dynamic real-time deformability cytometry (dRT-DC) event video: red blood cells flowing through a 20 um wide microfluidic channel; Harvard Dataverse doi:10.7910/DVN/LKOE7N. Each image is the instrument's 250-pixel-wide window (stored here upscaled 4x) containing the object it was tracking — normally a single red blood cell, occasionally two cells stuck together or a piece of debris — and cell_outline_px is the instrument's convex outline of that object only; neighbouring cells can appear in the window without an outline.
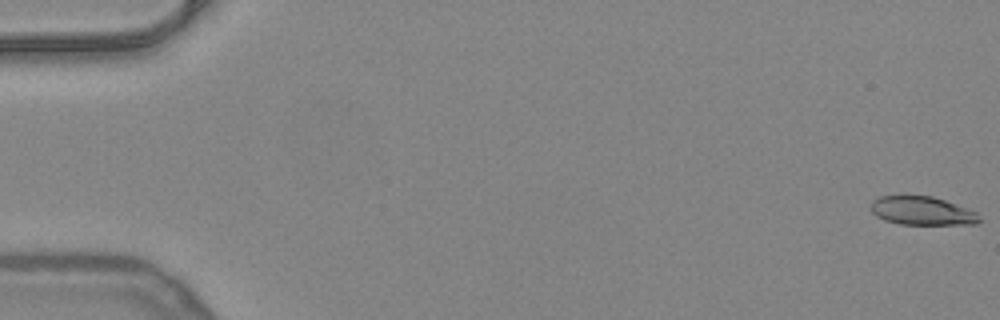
{"species": "common noctule bat (a hibernating species)", "species_latin": "Nyctalus noctula", "temperature_condition": "warm", "stored_images_in_passage": 52, "camera_frame_rate_fps": 3000, "um_per_image_px": 0.085, "animal": {"sex": "female", "body_mass_g": 24.6, "forearm_length_mm": 56.2}, "frame": {"image": 1, "passage_image": 1, "time_ms": 0.0, "image_size_px": [1000, 320], "cell_outline_px": [[980, 220], [976, 224], [900, 224], [884, 220], [876, 216], [868, 208], [872, 200], [880, 196], [904, 192], [932, 196], [968, 208], [976, 212]], "centroid_in_image_um": [78.27, 17.86], "position_along_channel_um": 6.7, "area_um2": 18.79}}
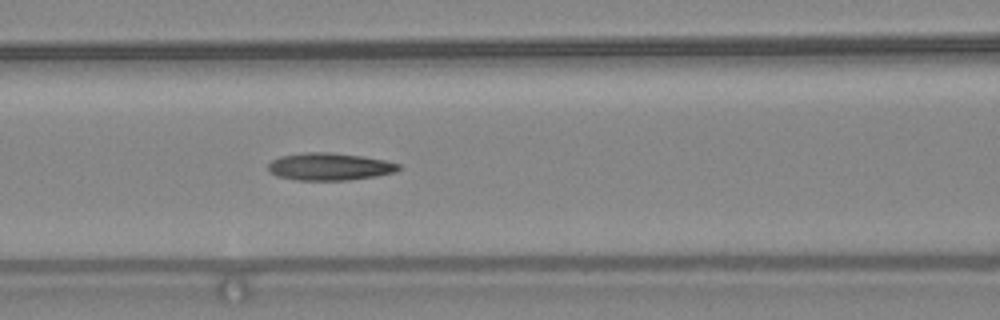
{"frame": {"image": 2, "passage_image": 23, "time_ms": 7.333, "image_size_px": [1000, 320], "cell_outline_px": [[400, 168], [396, 172], [376, 176], [348, 180], [296, 180], [276, 176], [268, 168], [268, 164], [272, 160], [280, 156], [304, 152], [332, 152], [364, 156], [384, 160], [400, 164]], "centroid_in_image_um": [28.02, 14.16], "position_along_channel_um": 138.6, "area_um2": 20.92}}
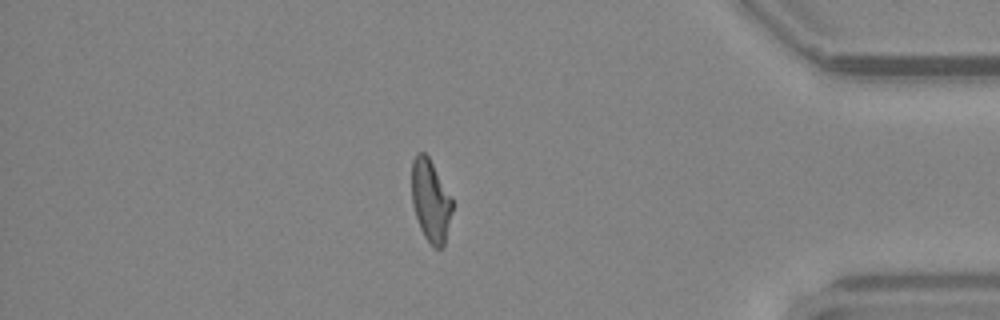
{"frame": {"image": 3, "passage_image": 45, "time_ms": 14.667, "image_size_px": [1000, 320], "cell_outline_px": [[452, 212], [444, 244], [440, 248], [436, 248], [424, 236], [420, 228], [412, 204], [412, 160], [416, 152], [424, 152], [428, 156], [452, 196]], "centroid_in_image_um": [36.6, 17.01], "position_along_channel_um": 398.6, "area_um2": 19.36}, "authors_computed_cell_mechanics": {"area_um2": 20.0855, "velocity_mm_per_s": 4.0286, "shape_relaxation_time_tau1_ms": null, "shape_relaxation_time_tau2_ms": 2.4245, "deformation_change_tau1": null, "deformation_change_tau2": 0.121}}